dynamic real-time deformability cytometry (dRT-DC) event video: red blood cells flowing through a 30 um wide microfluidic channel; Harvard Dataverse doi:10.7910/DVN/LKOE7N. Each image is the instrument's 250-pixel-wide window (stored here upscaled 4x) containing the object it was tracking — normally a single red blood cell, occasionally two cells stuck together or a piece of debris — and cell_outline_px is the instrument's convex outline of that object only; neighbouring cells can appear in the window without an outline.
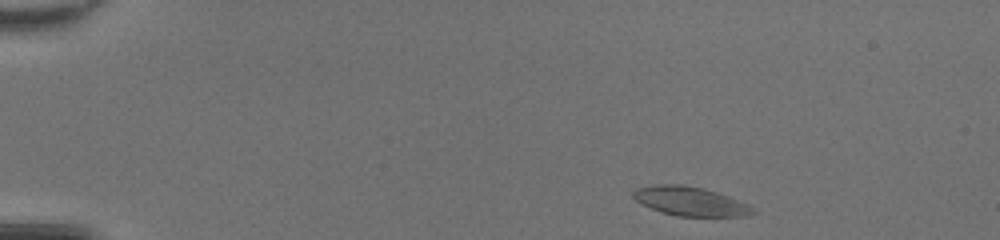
{"species": "common noctule bat (a hibernating species)", "species_latin": "Nyctalus noctula", "temperature_condition": "room temperature", "stored_images_in_passage": 43, "camera_frame_rate_fps": 3000, "um_per_image_px": 0.085, "animal": {"sex": "female", "body_mass_g": 20.0, "forearm_length_mm": 54.0}, "frame": {"image": 1, "passage_image": 1, "time_ms": 0.0, "image_size_px": [1000, 240], "cell_outline_px": [[736, 208], [728, 216], [680, 216], [664, 212], [652, 208], [636, 200], [632, 196], [640, 188], [700, 188], [724, 196]], "centroid_in_image_um": [58.25, 17.14], "position_along_channel_um": 26.7, "area_um2": 16.01}}
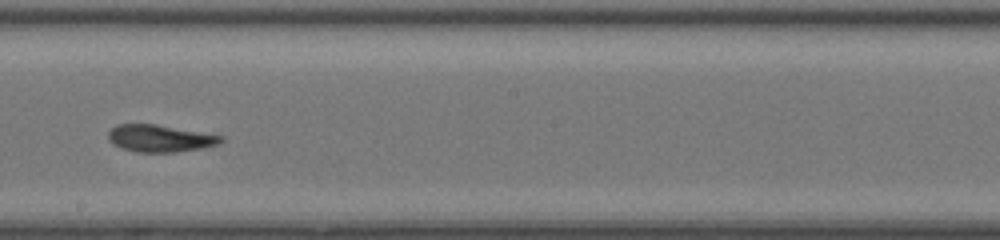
{"frame": {"image": 2, "passage_image": 23, "time_ms": 7.333, "image_size_px": [1000, 240], "cell_outline_px": [[224, 140], [216, 144], [196, 148], [172, 152], [140, 152], [124, 148], [116, 144], [108, 136], [108, 132], [112, 128], [120, 124], [152, 124], [220, 136]], "centroid_in_image_um": [13.54, 11.75], "position_along_channel_um": 234.7, "area_um2": 16.76}}
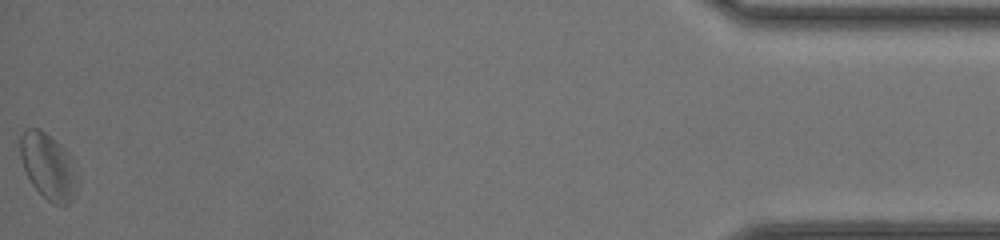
{"frame": {"image": 3, "passage_image": 43, "time_ms": 14.0, "image_size_px": [1000, 240], "cell_outline_px": [[80, 180], [68, 204], [56, 204], [48, 200], [32, 184], [24, 168], [20, 156], [20, 140], [24, 132], [28, 128], [36, 128], [44, 132], [60, 148]], "centroid_in_image_um": [4.05, 14.18], "position_along_channel_um": 431.2, "area_um2": 20.58}, "authors_computed_cell_mechanics": {"area_um2": 17.1666, "velocity_mm_per_s": 4.2387, "shape_relaxation_time_tau1_ms": 4.019, "shape_relaxation_time_tau2_ms": 3.2328, "deformation_change_tau1": 0.1128, "deformation_change_tau2": 0.1225}}